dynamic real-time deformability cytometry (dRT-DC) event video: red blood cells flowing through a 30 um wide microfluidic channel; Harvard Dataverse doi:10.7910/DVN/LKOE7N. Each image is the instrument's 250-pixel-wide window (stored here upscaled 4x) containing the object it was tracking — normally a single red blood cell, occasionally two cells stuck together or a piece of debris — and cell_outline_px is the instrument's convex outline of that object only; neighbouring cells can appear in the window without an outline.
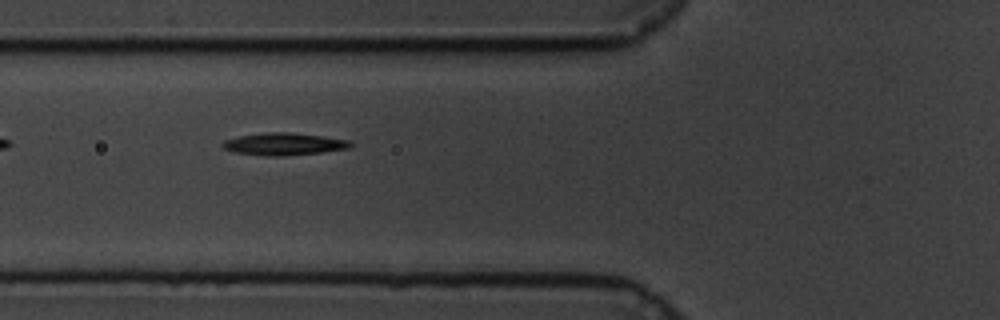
{"species": "common noctule bat (a hibernating species)", "species_latin": "Nyctalus noctula", "temperature_condition": "cold", "stored_images_in_passage": 39, "camera_frame_rate_fps": 3000, "um_per_image_px": 0.085, "animal": {"sex": "male", "body_mass_g": 19.5, "forearm_length_mm": 54.6}, "frame": {"image": 1, "passage_image": 5, "time_ms": 1.333, "image_size_px": [1000, 320], "cell_outline_px": [[356, 144], [352, 148], [320, 152], [284, 156], [268, 156], [236, 152], [224, 148], [220, 144], [224, 140], [240, 136], [264, 132], [288, 132], [324, 136], [352, 140]], "centroid_in_image_um": [24.22, 12.23], "position_along_channel_um": 101.6, "area_um2": 16.76}}
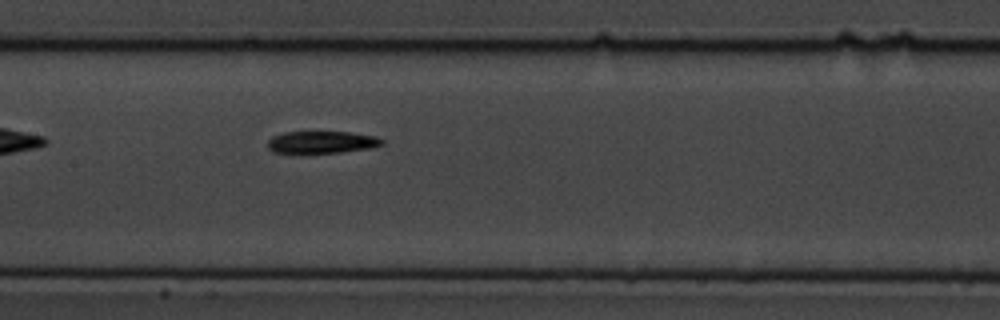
{"frame": {"image": 2, "passage_image": 12, "time_ms": 3.667, "image_size_px": [1000, 320], "cell_outline_px": [[384, 144], [372, 148], [340, 152], [300, 156], [272, 152], [268, 148], [268, 140], [272, 136], [284, 132], [352, 132], [376, 136], [384, 140]], "centroid_in_image_um": [27.29, 12.13], "position_along_channel_um": 180.1, "area_um2": 15.66}}
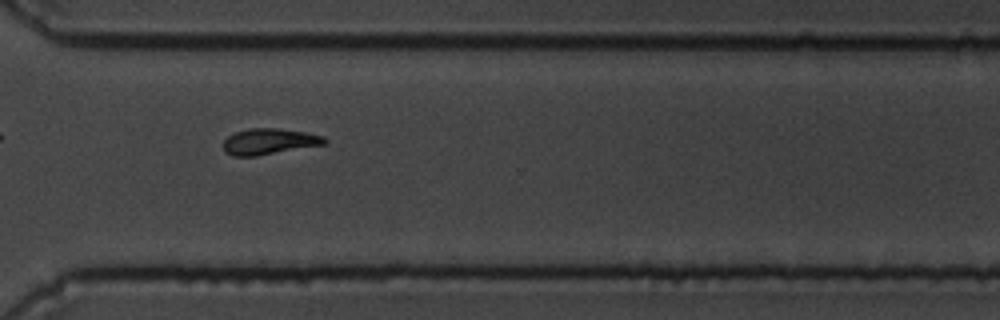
{"frame": {"image": 3, "passage_image": 27, "time_ms": 8.667, "image_size_px": [1000, 320], "cell_outline_px": [[328, 144], [256, 156], [232, 156], [224, 152], [224, 140], [228, 136], [236, 132], [248, 128], [276, 128], [308, 132], [324, 136], [328, 140]], "centroid_in_image_um": [22.92, 12.03], "position_along_channel_um": 347.7, "area_um2": 15.55}, "authors_computed_cell_mechanics": {"area_um2": 15.2592, "velocity_mm_per_s": 3.3607, "shape_relaxation_time_tau1_ms": 3.6221, "shape_relaxation_time_tau2_ms": 2.7632, "deformation_change_tau1": 0.1739, "deformation_change_tau2": 0.0942}}